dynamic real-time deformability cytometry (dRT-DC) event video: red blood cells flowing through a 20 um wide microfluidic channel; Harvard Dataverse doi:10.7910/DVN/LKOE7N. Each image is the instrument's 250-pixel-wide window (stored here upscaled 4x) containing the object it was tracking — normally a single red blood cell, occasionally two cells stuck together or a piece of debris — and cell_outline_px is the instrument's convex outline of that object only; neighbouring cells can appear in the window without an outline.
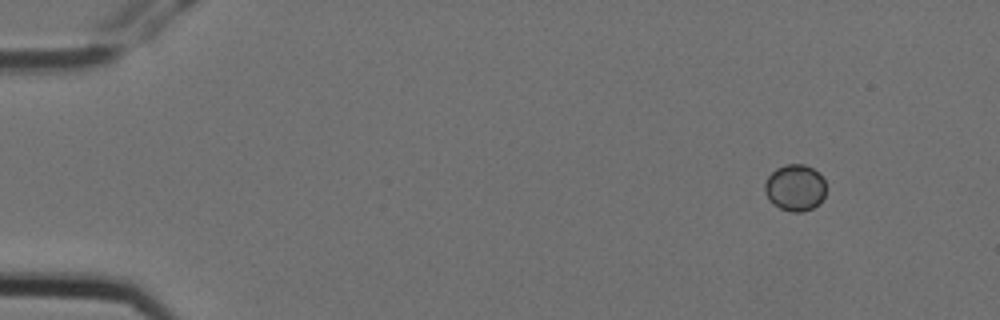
{"species": "Egyptian fruit bat (a non-hibernating species)", "species_latin": "Rousettus aegyptiacus", "temperature_condition": "cold", "stored_images_in_passage": 4, "camera_frame_rate_fps": 3000, "um_per_image_px": 0.085, "animal": {"sex": "female"}, "frame": {"image": 1, "passage_image": 1, "time_ms": 0.0, "image_size_px": [1000, 320], "cell_outline_px": [[824, 196], [820, 204], [804, 212], [792, 212], [780, 208], [772, 204], [768, 200], [764, 192], [764, 184], [768, 176], [776, 168], [784, 164], [804, 164], [820, 172], [824, 180]], "centroid_in_image_um": [67.56, 15.96], "position_along_channel_um": 17.4, "area_um2": 16.88}}